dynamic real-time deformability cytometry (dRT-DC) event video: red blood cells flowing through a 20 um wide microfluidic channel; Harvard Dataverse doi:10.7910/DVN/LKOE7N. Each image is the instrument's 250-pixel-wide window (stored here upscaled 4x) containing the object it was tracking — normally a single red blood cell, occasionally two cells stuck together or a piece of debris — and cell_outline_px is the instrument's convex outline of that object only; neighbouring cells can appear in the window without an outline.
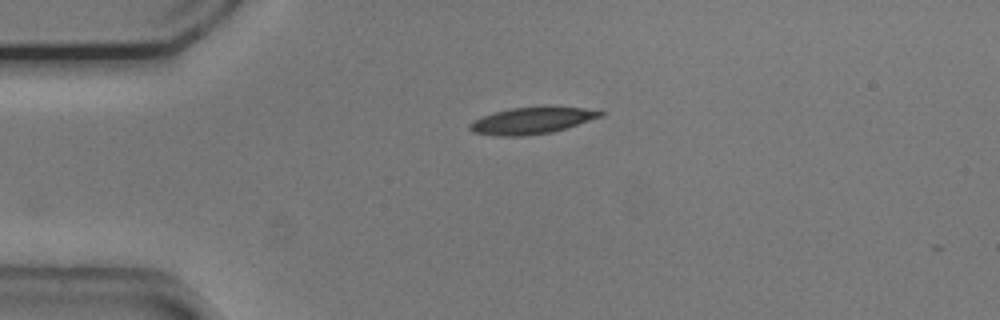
{"species": "common noctule bat (a hibernating species)", "species_latin": "Nyctalus noctula", "temperature_condition": "cold", "stored_images_in_passage": 25, "camera_frame_rate_fps": 3000, "um_per_image_px": 0.085, "animal": {"sex": "male", "body_mass_g": 20.5, "forearm_length_mm": 52.5}, "frame": {"image": 1, "passage_image": 1, "time_ms": 0.0, "image_size_px": [1000, 320], "cell_outline_px": [[604, 116], [568, 128], [552, 132], [524, 136], [496, 136], [472, 132], [468, 128], [468, 124], [484, 116], [496, 112], [512, 108], [584, 108], [604, 112]], "centroid_in_image_um": [45.21, 10.28], "position_along_channel_um": 39.8, "area_um2": 19.83}}
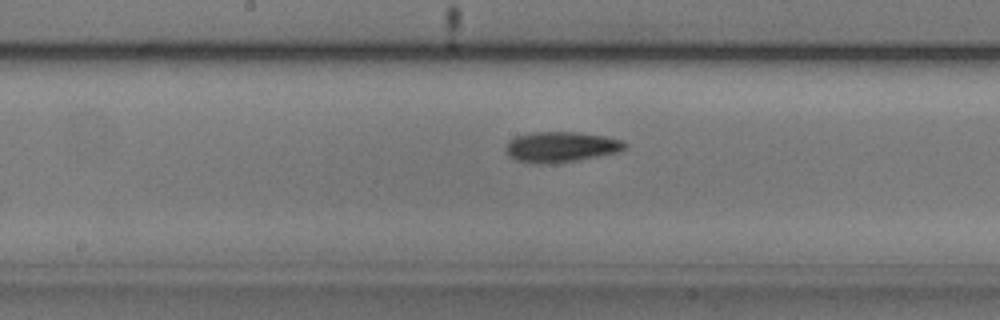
{"frame": {"image": 2, "passage_image": 16, "time_ms": 5.0, "image_size_px": [1000, 320], "cell_outline_px": [[628, 148], [620, 152], [580, 160], [556, 164], [540, 164], [516, 160], [508, 156], [504, 148], [508, 140], [516, 136], [532, 132], [580, 132], [604, 136], [624, 140], [628, 144]], "centroid_in_image_um": [47.71, 12.5], "position_along_channel_um": 200.5, "area_um2": 21.73}}